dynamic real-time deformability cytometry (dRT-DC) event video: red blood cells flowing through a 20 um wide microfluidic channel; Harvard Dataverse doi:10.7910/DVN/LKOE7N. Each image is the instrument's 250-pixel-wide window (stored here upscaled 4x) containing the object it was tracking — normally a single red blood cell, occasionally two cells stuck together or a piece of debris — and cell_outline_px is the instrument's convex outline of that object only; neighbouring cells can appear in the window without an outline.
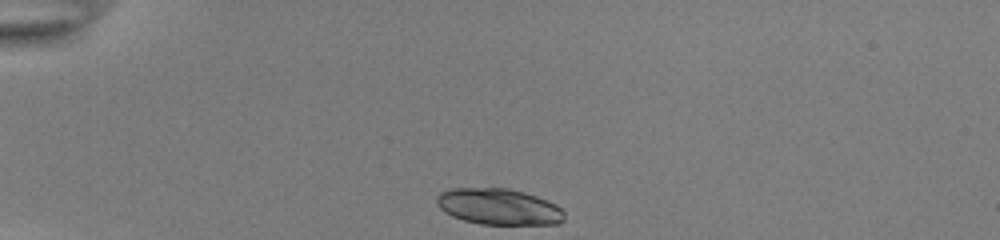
{"species": "common noctule bat (a hibernating species)", "species_latin": "Nyctalus noctula", "temperature_condition": "room temperature", "stored_images_in_passage": 35, "camera_frame_rate_fps": 3000, "um_per_image_px": 0.085, "animal": {"sex": "female", "body_mass_g": 22.0, "forearm_length_mm": 56.7}, "frame": {"image": 1, "passage_image": 1, "time_ms": 0.0, "image_size_px": [1000, 240], "cell_outline_px": [[564, 220], [556, 224], [480, 224], [464, 220], [452, 216], [444, 212], [436, 204], [436, 196], [440, 192], [452, 188], [508, 188], [524, 192], [536, 196], [556, 204], [564, 212]], "centroid_in_image_um": [42.36, 17.56], "position_along_channel_um": 42.6, "area_um2": 26.93}}
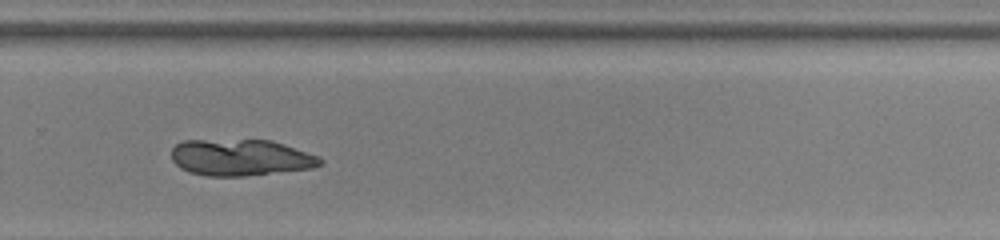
{"frame": {"image": 2, "passage_image": 25, "time_ms": 8.0, "image_size_px": [1000, 240], "cell_outline_px": [[324, 160], [320, 164], [312, 168], [244, 176], [208, 176], [188, 172], [180, 168], [172, 160], [172, 148], [176, 144], [184, 140], [272, 140], [320, 156]], "centroid_in_image_um": [20.45, 13.39], "position_along_channel_um": 309.4, "area_um2": 31.67}}
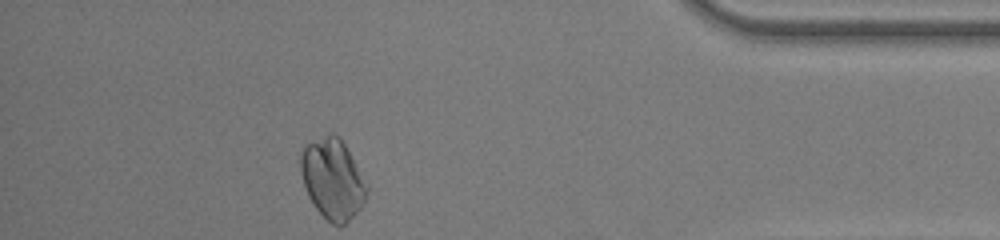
{"frame": {"image": 3, "passage_image": 35, "time_ms": 11.333, "image_size_px": [1000, 240], "cell_outline_px": [[368, 192], [360, 208], [344, 224], [332, 224], [316, 208], [308, 196], [304, 184], [300, 168], [300, 156], [304, 148], [308, 144], [328, 132], [332, 132], [340, 136], [368, 188]], "centroid_in_image_um": [28.25, 15.18], "position_along_channel_um": 406.9, "area_um2": 30.29}}